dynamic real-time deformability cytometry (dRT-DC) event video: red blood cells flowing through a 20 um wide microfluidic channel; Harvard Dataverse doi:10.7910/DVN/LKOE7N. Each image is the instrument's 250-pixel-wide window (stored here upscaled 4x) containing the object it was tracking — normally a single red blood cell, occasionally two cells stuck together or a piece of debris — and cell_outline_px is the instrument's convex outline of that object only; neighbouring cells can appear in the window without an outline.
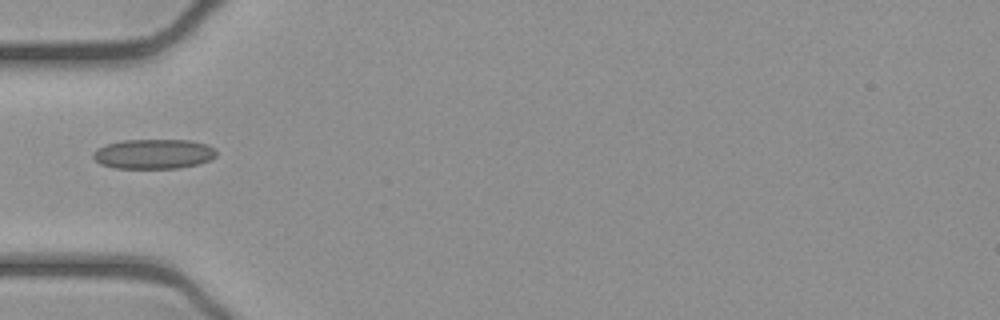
{"species": "common noctule bat (a hibernating species)", "species_latin": "Nyctalus noctula", "temperature_condition": "cold", "stored_images_in_passage": 36, "camera_frame_rate_fps": 3000, "um_per_image_px": 0.085, "animal": {"sex": "female", "body_mass_g": 21.9}, "frame": {"image": 1, "passage_image": 1, "time_ms": 0.0, "image_size_px": [1000, 320], "cell_outline_px": [[216, 156], [200, 164], [180, 168], [116, 168], [100, 164], [92, 156], [92, 152], [96, 148], [108, 144], [124, 140], [192, 140], [208, 144], [216, 148]], "centroid_in_image_um": [13.08, 13.08], "position_along_channel_um": 71.9, "area_um2": 21.56}}
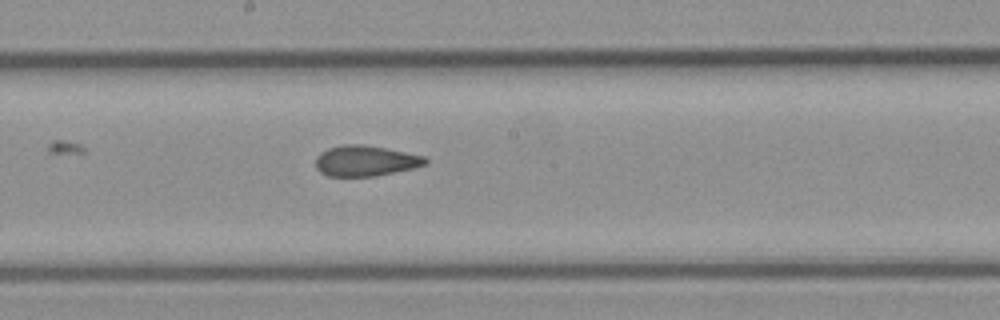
{"frame": {"image": 2, "passage_image": 12, "time_ms": 3.667, "image_size_px": [1000, 320], "cell_outline_px": [[428, 164], [412, 168], [376, 176], [328, 176], [320, 172], [316, 168], [316, 156], [320, 152], [328, 148], [344, 144], [364, 144], [424, 156], [428, 160]], "centroid_in_image_um": [31.04, 13.67], "position_along_channel_um": 217.2, "area_um2": 19.54}}
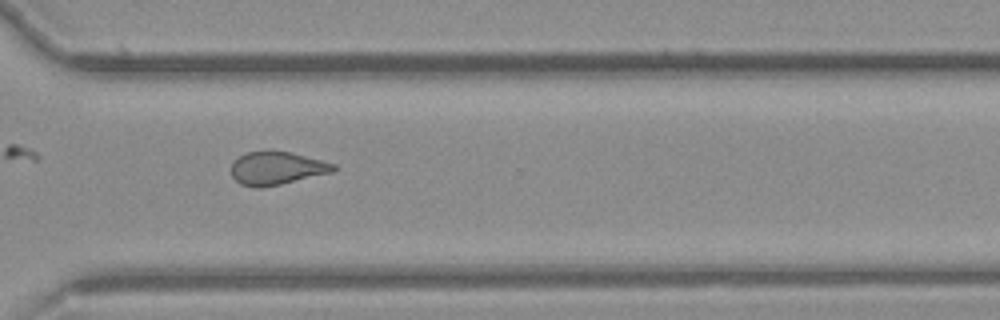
{"frame": {"image": 3, "passage_image": 22, "time_ms": 7.0, "image_size_px": [1000, 320], "cell_outline_px": [[336, 168], [332, 172], [280, 184], [260, 188], [256, 188], [240, 184], [232, 176], [232, 164], [240, 156], [248, 152], [292, 152], [336, 164]], "centroid_in_image_um": [23.53, 14.31], "position_along_channel_um": 347.1, "area_um2": 19.31}, "authors_computed_cell_mechanics": {"area_um2": 19.6809, "velocity_mm_per_s": 3.9097, "shape_relaxation_time_tau1_ms": null, "shape_relaxation_time_tau2_ms": 2.0733, "deformation_change_tau1": null, "deformation_change_tau2": 0.0788}}